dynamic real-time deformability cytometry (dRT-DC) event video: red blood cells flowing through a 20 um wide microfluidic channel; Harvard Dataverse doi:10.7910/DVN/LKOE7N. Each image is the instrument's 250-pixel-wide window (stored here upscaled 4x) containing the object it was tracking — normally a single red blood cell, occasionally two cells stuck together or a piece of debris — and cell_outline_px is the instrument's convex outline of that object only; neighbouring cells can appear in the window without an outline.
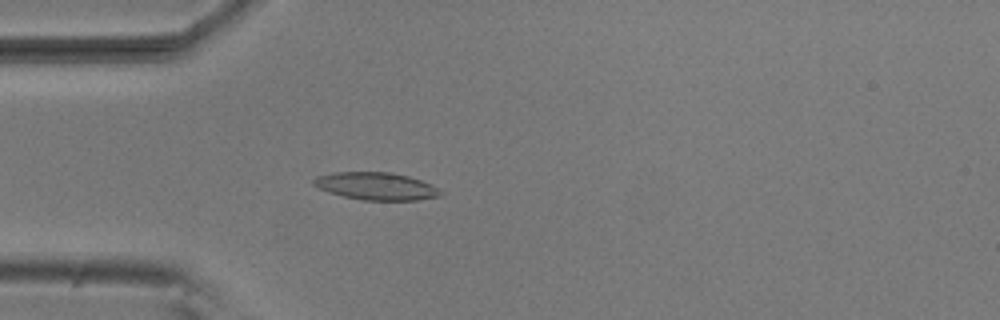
{"species": "common noctule bat (a hibernating species)", "species_latin": "Nyctalus noctula", "temperature_condition": "room temperature", "stored_images_in_passage": 5, "camera_frame_rate_fps": 3000, "um_per_image_px": 0.085, "animal": {"sex": "male", "body_mass_g": 20.5, "forearm_length_mm": 52.5}, "frame": {"image": 1, "passage_image": 5, "time_ms": 1.333, "image_size_px": [1000, 320], "cell_outline_px": [[440, 196], [416, 200], [364, 200], [344, 196], [328, 192], [312, 184], [312, 180], [316, 176], [336, 172], [392, 172], [408, 176], [420, 180], [436, 188], [440, 192]], "centroid_in_image_um": [31.92, 15.81], "position_along_channel_um": 53.1, "area_um2": 20.06}}